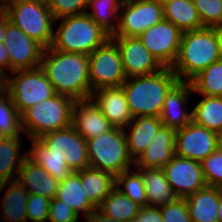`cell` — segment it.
I'll return each mask as SVG.
<instances>
[{
    "label": "cell",
    "mask_w": 222,
    "mask_h": 222,
    "mask_svg": "<svg viewBox=\"0 0 222 222\" xmlns=\"http://www.w3.org/2000/svg\"><path fill=\"white\" fill-rule=\"evenodd\" d=\"M121 4L117 0H88L86 13L110 36H113L119 24Z\"/></svg>",
    "instance_id": "33"
},
{
    "label": "cell",
    "mask_w": 222,
    "mask_h": 222,
    "mask_svg": "<svg viewBox=\"0 0 222 222\" xmlns=\"http://www.w3.org/2000/svg\"><path fill=\"white\" fill-rule=\"evenodd\" d=\"M75 100L56 93L51 98L25 110L21 116V129L29 139L45 133L65 129L72 124Z\"/></svg>",
    "instance_id": "5"
},
{
    "label": "cell",
    "mask_w": 222,
    "mask_h": 222,
    "mask_svg": "<svg viewBox=\"0 0 222 222\" xmlns=\"http://www.w3.org/2000/svg\"><path fill=\"white\" fill-rule=\"evenodd\" d=\"M89 57L91 95L103 87H120L127 80L117 45L109 39L96 48Z\"/></svg>",
    "instance_id": "9"
},
{
    "label": "cell",
    "mask_w": 222,
    "mask_h": 222,
    "mask_svg": "<svg viewBox=\"0 0 222 222\" xmlns=\"http://www.w3.org/2000/svg\"><path fill=\"white\" fill-rule=\"evenodd\" d=\"M86 141L90 167L111 172L115 176L134 167L123 129L113 127Z\"/></svg>",
    "instance_id": "7"
},
{
    "label": "cell",
    "mask_w": 222,
    "mask_h": 222,
    "mask_svg": "<svg viewBox=\"0 0 222 222\" xmlns=\"http://www.w3.org/2000/svg\"><path fill=\"white\" fill-rule=\"evenodd\" d=\"M160 207H141L136 218L131 222H163Z\"/></svg>",
    "instance_id": "43"
},
{
    "label": "cell",
    "mask_w": 222,
    "mask_h": 222,
    "mask_svg": "<svg viewBox=\"0 0 222 222\" xmlns=\"http://www.w3.org/2000/svg\"><path fill=\"white\" fill-rule=\"evenodd\" d=\"M47 222H80V217L66 203L53 198L50 200Z\"/></svg>",
    "instance_id": "42"
},
{
    "label": "cell",
    "mask_w": 222,
    "mask_h": 222,
    "mask_svg": "<svg viewBox=\"0 0 222 222\" xmlns=\"http://www.w3.org/2000/svg\"><path fill=\"white\" fill-rule=\"evenodd\" d=\"M58 21L51 44L58 51L89 55L111 38L87 13L63 17L55 23Z\"/></svg>",
    "instance_id": "4"
},
{
    "label": "cell",
    "mask_w": 222,
    "mask_h": 222,
    "mask_svg": "<svg viewBox=\"0 0 222 222\" xmlns=\"http://www.w3.org/2000/svg\"><path fill=\"white\" fill-rule=\"evenodd\" d=\"M110 39L118 47L127 78L151 75L164 68L139 37L111 36Z\"/></svg>",
    "instance_id": "15"
},
{
    "label": "cell",
    "mask_w": 222,
    "mask_h": 222,
    "mask_svg": "<svg viewBox=\"0 0 222 222\" xmlns=\"http://www.w3.org/2000/svg\"><path fill=\"white\" fill-rule=\"evenodd\" d=\"M218 222H222V188H220V203L218 208Z\"/></svg>",
    "instance_id": "48"
},
{
    "label": "cell",
    "mask_w": 222,
    "mask_h": 222,
    "mask_svg": "<svg viewBox=\"0 0 222 222\" xmlns=\"http://www.w3.org/2000/svg\"><path fill=\"white\" fill-rule=\"evenodd\" d=\"M9 22L44 48L53 42L55 18L48 3L40 0H13L2 7Z\"/></svg>",
    "instance_id": "6"
},
{
    "label": "cell",
    "mask_w": 222,
    "mask_h": 222,
    "mask_svg": "<svg viewBox=\"0 0 222 222\" xmlns=\"http://www.w3.org/2000/svg\"><path fill=\"white\" fill-rule=\"evenodd\" d=\"M4 188H7V190L0 207V221L28 222L26 208L29 192L16 179L0 184V192Z\"/></svg>",
    "instance_id": "25"
},
{
    "label": "cell",
    "mask_w": 222,
    "mask_h": 222,
    "mask_svg": "<svg viewBox=\"0 0 222 222\" xmlns=\"http://www.w3.org/2000/svg\"><path fill=\"white\" fill-rule=\"evenodd\" d=\"M121 5L123 4H127V3H132L134 1H138V0H117Z\"/></svg>",
    "instance_id": "49"
},
{
    "label": "cell",
    "mask_w": 222,
    "mask_h": 222,
    "mask_svg": "<svg viewBox=\"0 0 222 222\" xmlns=\"http://www.w3.org/2000/svg\"><path fill=\"white\" fill-rule=\"evenodd\" d=\"M55 198L70 206L79 217L84 215L85 220L97 209L87 197L77 171L60 181Z\"/></svg>",
    "instance_id": "26"
},
{
    "label": "cell",
    "mask_w": 222,
    "mask_h": 222,
    "mask_svg": "<svg viewBox=\"0 0 222 222\" xmlns=\"http://www.w3.org/2000/svg\"><path fill=\"white\" fill-rule=\"evenodd\" d=\"M163 222H192L185 198H176L173 202L160 206Z\"/></svg>",
    "instance_id": "41"
},
{
    "label": "cell",
    "mask_w": 222,
    "mask_h": 222,
    "mask_svg": "<svg viewBox=\"0 0 222 222\" xmlns=\"http://www.w3.org/2000/svg\"><path fill=\"white\" fill-rule=\"evenodd\" d=\"M3 90L13 100L20 115L56 94L40 66L12 72L3 80Z\"/></svg>",
    "instance_id": "8"
},
{
    "label": "cell",
    "mask_w": 222,
    "mask_h": 222,
    "mask_svg": "<svg viewBox=\"0 0 222 222\" xmlns=\"http://www.w3.org/2000/svg\"><path fill=\"white\" fill-rule=\"evenodd\" d=\"M164 19L182 32L201 29L204 26L192 0H168L163 4Z\"/></svg>",
    "instance_id": "30"
},
{
    "label": "cell",
    "mask_w": 222,
    "mask_h": 222,
    "mask_svg": "<svg viewBox=\"0 0 222 222\" xmlns=\"http://www.w3.org/2000/svg\"><path fill=\"white\" fill-rule=\"evenodd\" d=\"M6 26H7V15L2 10V8H0V43L4 42Z\"/></svg>",
    "instance_id": "46"
},
{
    "label": "cell",
    "mask_w": 222,
    "mask_h": 222,
    "mask_svg": "<svg viewBox=\"0 0 222 222\" xmlns=\"http://www.w3.org/2000/svg\"><path fill=\"white\" fill-rule=\"evenodd\" d=\"M219 148L222 149V132L219 134Z\"/></svg>",
    "instance_id": "51"
},
{
    "label": "cell",
    "mask_w": 222,
    "mask_h": 222,
    "mask_svg": "<svg viewBox=\"0 0 222 222\" xmlns=\"http://www.w3.org/2000/svg\"><path fill=\"white\" fill-rule=\"evenodd\" d=\"M97 209L102 214L117 221L131 222L136 218L141 206L115 187Z\"/></svg>",
    "instance_id": "32"
},
{
    "label": "cell",
    "mask_w": 222,
    "mask_h": 222,
    "mask_svg": "<svg viewBox=\"0 0 222 222\" xmlns=\"http://www.w3.org/2000/svg\"><path fill=\"white\" fill-rule=\"evenodd\" d=\"M220 60V43L215 27L182 33L179 52L171 69L179 81L190 82L212 63Z\"/></svg>",
    "instance_id": "2"
},
{
    "label": "cell",
    "mask_w": 222,
    "mask_h": 222,
    "mask_svg": "<svg viewBox=\"0 0 222 222\" xmlns=\"http://www.w3.org/2000/svg\"><path fill=\"white\" fill-rule=\"evenodd\" d=\"M39 139L47 147L62 148L67 165L74 171L89 167L87 141L72 126L45 133Z\"/></svg>",
    "instance_id": "16"
},
{
    "label": "cell",
    "mask_w": 222,
    "mask_h": 222,
    "mask_svg": "<svg viewBox=\"0 0 222 222\" xmlns=\"http://www.w3.org/2000/svg\"><path fill=\"white\" fill-rule=\"evenodd\" d=\"M89 200L98 207L115 188L116 176L108 171L86 167L77 171Z\"/></svg>",
    "instance_id": "29"
},
{
    "label": "cell",
    "mask_w": 222,
    "mask_h": 222,
    "mask_svg": "<svg viewBox=\"0 0 222 222\" xmlns=\"http://www.w3.org/2000/svg\"><path fill=\"white\" fill-rule=\"evenodd\" d=\"M193 92L205 96L222 97V60H218L190 81Z\"/></svg>",
    "instance_id": "34"
},
{
    "label": "cell",
    "mask_w": 222,
    "mask_h": 222,
    "mask_svg": "<svg viewBox=\"0 0 222 222\" xmlns=\"http://www.w3.org/2000/svg\"><path fill=\"white\" fill-rule=\"evenodd\" d=\"M162 169L177 198H186L207 186L200 162L174 155Z\"/></svg>",
    "instance_id": "14"
},
{
    "label": "cell",
    "mask_w": 222,
    "mask_h": 222,
    "mask_svg": "<svg viewBox=\"0 0 222 222\" xmlns=\"http://www.w3.org/2000/svg\"><path fill=\"white\" fill-rule=\"evenodd\" d=\"M182 33L173 23L163 19L138 37L163 67H172L179 52Z\"/></svg>",
    "instance_id": "11"
},
{
    "label": "cell",
    "mask_w": 222,
    "mask_h": 222,
    "mask_svg": "<svg viewBox=\"0 0 222 222\" xmlns=\"http://www.w3.org/2000/svg\"><path fill=\"white\" fill-rule=\"evenodd\" d=\"M20 136H6L0 138V184L17 178L20 167L28 157V151L21 150Z\"/></svg>",
    "instance_id": "28"
},
{
    "label": "cell",
    "mask_w": 222,
    "mask_h": 222,
    "mask_svg": "<svg viewBox=\"0 0 222 222\" xmlns=\"http://www.w3.org/2000/svg\"><path fill=\"white\" fill-rule=\"evenodd\" d=\"M136 170V171H135ZM127 170L116 175L115 187L141 207L147 206V196L141 173Z\"/></svg>",
    "instance_id": "35"
},
{
    "label": "cell",
    "mask_w": 222,
    "mask_h": 222,
    "mask_svg": "<svg viewBox=\"0 0 222 222\" xmlns=\"http://www.w3.org/2000/svg\"><path fill=\"white\" fill-rule=\"evenodd\" d=\"M204 27H216L222 22V0H192Z\"/></svg>",
    "instance_id": "37"
},
{
    "label": "cell",
    "mask_w": 222,
    "mask_h": 222,
    "mask_svg": "<svg viewBox=\"0 0 222 222\" xmlns=\"http://www.w3.org/2000/svg\"><path fill=\"white\" fill-rule=\"evenodd\" d=\"M40 67L55 93L75 101L91 98L88 55L58 51L50 46L43 51Z\"/></svg>",
    "instance_id": "1"
},
{
    "label": "cell",
    "mask_w": 222,
    "mask_h": 222,
    "mask_svg": "<svg viewBox=\"0 0 222 222\" xmlns=\"http://www.w3.org/2000/svg\"><path fill=\"white\" fill-rule=\"evenodd\" d=\"M201 164L207 186L222 188V149L218 148Z\"/></svg>",
    "instance_id": "38"
},
{
    "label": "cell",
    "mask_w": 222,
    "mask_h": 222,
    "mask_svg": "<svg viewBox=\"0 0 222 222\" xmlns=\"http://www.w3.org/2000/svg\"><path fill=\"white\" fill-rule=\"evenodd\" d=\"M175 133L176 130L163 125L134 161V167L163 168L175 155Z\"/></svg>",
    "instance_id": "20"
},
{
    "label": "cell",
    "mask_w": 222,
    "mask_h": 222,
    "mask_svg": "<svg viewBox=\"0 0 222 222\" xmlns=\"http://www.w3.org/2000/svg\"><path fill=\"white\" fill-rule=\"evenodd\" d=\"M16 180L29 194L41 195L49 199L56 197L60 183L29 157L24 160L20 167Z\"/></svg>",
    "instance_id": "22"
},
{
    "label": "cell",
    "mask_w": 222,
    "mask_h": 222,
    "mask_svg": "<svg viewBox=\"0 0 222 222\" xmlns=\"http://www.w3.org/2000/svg\"><path fill=\"white\" fill-rule=\"evenodd\" d=\"M85 222H122L112 219L104 214H102L98 209H96Z\"/></svg>",
    "instance_id": "45"
},
{
    "label": "cell",
    "mask_w": 222,
    "mask_h": 222,
    "mask_svg": "<svg viewBox=\"0 0 222 222\" xmlns=\"http://www.w3.org/2000/svg\"><path fill=\"white\" fill-rule=\"evenodd\" d=\"M50 200L41 195L30 194L27 202V221L47 222Z\"/></svg>",
    "instance_id": "40"
},
{
    "label": "cell",
    "mask_w": 222,
    "mask_h": 222,
    "mask_svg": "<svg viewBox=\"0 0 222 222\" xmlns=\"http://www.w3.org/2000/svg\"><path fill=\"white\" fill-rule=\"evenodd\" d=\"M88 0H50L48 7L55 20L86 13Z\"/></svg>",
    "instance_id": "39"
},
{
    "label": "cell",
    "mask_w": 222,
    "mask_h": 222,
    "mask_svg": "<svg viewBox=\"0 0 222 222\" xmlns=\"http://www.w3.org/2000/svg\"><path fill=\"white\" fill-rule=\"evenodd\" d=\"M4 44L10 58V73L40 66L45 48L9 22L8 17Z\"/></svg>",
    "instance_id": "13"
},
{
    "label": "cell",
    "mask_w": 222,
    "mask_h": 222,
    "mask_svg": "<svg viewBox=\"0 0 222 222\" xmlns=\"http://www.w3.org/2000/svg\"><path fill=\"white\" fill-rule=\"evenodd\" d=\"M219 148V134L193 121L175 133V155L197 162L204 161Z\"/></svg>",
    "instance_id": "12"
},
{
    "label": "cell",
    "mask_w": 222,
    "mask_h": 222,
    "mask_svg": "<svg viewBox=\"0 0 222 222\" xmlns=\"http://www.w3.org/2000/svg\"><path fill=\"white\" fill-rule=\"evenodd\" d=\"M178 81L171 67H164L159 72L147 76L128 77L121 87L133 118L159 117L166 94Z\"/></svg>",
    "instance_id": "3"
},
{
    "label": "cell",
    "mask_w": 222,
    "mask_h": 222,
    "mask_svg": "<svg viewBox=\"0 0 222 222\" xmlns=\"http://www.w3.org/2000/svg\"><path fill=\"white\" fill-rule=\"evenodd\" d=\"M193 92L190 82L178 81L166 94L162 111L159 115L164 126L178 130L192 121V110L188 102Z\"/></svg>",
    "instance_id": "17"
},
{
    "label": "cell",
    "mask_w": 222,
    "mask_h": 222,
    "mask_svg": "<svg viewBox=\"0 0 222 222\" xmlns=\"http://www.w3.org/2000/svg\"><path fill=\"white\" fill-rule=\"evenodd\" d=\"M119 24L113 36L138 37L164 19L163 4L138 0L120 6Z\"/></svg>",
    "instance_id": "10"
},
{
    "label": "cell",
    "mask_w": 222,
    "mask_h": 222,
    "mask_svg": "<svg viewBox=\"0 0 222 222\" xmlns=\"http://www.w3.org/2000/svg\"><path fill=\"white\" fill-rule=\"evenodd\" d=\"M137 169L144 180L147 196V206L160 207L173 202L177 197L174 195L162 168H142Z\"/></svg>",
    "instance_id": "27"
},
{
    "label": "cell",
    "mask_w": 222,
    "mask_h": 222,
    "mask_svg": "<svg viewBox=\"0 0 222 222\" xmlns=\"http://www.w3.org/2000/svg\"><path fill=\"white\" fill-rule=\"evenodd\" d=\"M10 71V58L4 42L0 43V77L4 80Z\"/></svg>",
    "instance_id": "44"
},
{
    "label": "cell",
    "mask_w": 222,
    "mask_h": 222,
    "mask_svg": "<svg viewBox=\"0 0 222 222\" xmlns=\"http://www.w3.org/2000/svg\"><path fill=\"white\" fill-rule=\"evenodd\" d=\"M13 0H0V6L3 7L5 4Z\"/></svg>",
    "instance_id": "50"
},
{
    "label": "cell",
    "mask_w": 222,
    "mask_h": 222,
    "mask_svg": "<svg viewBox=\"0 0 222 222\" xmlns=\"http://www.w3.org/2000/svg\"><path fill=\"white\" fill-rule=\"evenodd\" d=\"M42 2H45V3H49L50 0H40Z\"/></svg>",
    "instance_id": "54"
},
{
    "label": "cell",
    "mask_w": 222,
    "mask_h": 222,
    "mask_svg": "<svg viewBox=\"0 0 222 222\" xmlns=\"http://www.w3.org/2000/svg\"><path fill=\"white\" fill-rule=\"evenodd\" d=\"M192 108L194 123L217 134L222 132V97L202 95Z\"/></svg>",
    "instance_id": "31"
},
{
    "label": "cell",
    "mask_w": 222,
    "mask_h": 222,
    "mask_svg": "<svg viewBox=\"0 0 222 222\" xmlns=\"http://www.w3.org/2000/svg\"><path fill=\"white\" fill-rule=\"evenodd\" d=\"M31 147L28 149V157L59 182L70 176L72 170L66 163V152L59 147H47L39 138L29 139Z\"/></svg>",
    "instance_id": "21"
},
{
    "label": "cell",
    "mask_w": 222,
    "mask_h": 222,
    "mask_svg": "<svg viewBox=\"0 0 222 222\" xmlns=\"http://www.w3.org/2000/svg\"><path fill=\"white\" fill-rule=\"evenodd\" d=\"M71 126L83 136L85 140L97 137L113 128L91 98L75 101Z\"/></svg>",
    "instance_id": "19"
},
{
    "label": "cell",
    "mask_w": 222,
    "mask_h": 222,
    "mask_svg": "<svg viewBox=\"0 0 222 222\" xmlns=\"http://www.w3.org/2000/svg\"><path fill=\"white\" fill-rule=\"evenodd\" d=\"M162 126L163 123L158 116H138L123 129L129 155L134 161L147 149Z\"/></svg>",
    "instance_id": "23"
},
{
    "label": "cell",
    "mask_w": 222,
    "mask_h": 222,
    "mask_svg": "<svg viewBox=\"0 0 222 222\" xmlns=\"http://www.w3.org/2000/svg\"><path fill=\"white\" fill-rule=\"evenodd\" d=\"M185 200L192 222H218L220 188L206 186Z\"/></svg>",
    "instance_id": "24"
},
{
    "label": "cell",
    "mask_w": 222,
    "mask_h": 222,
    "mask_svg": "<svg viewBox=\"0 0 222 222\" xmlns=\"http://www.w3.org/2000/svg\"><path fill=\"white\" fill-rule=\"evenodd\" d=\"M220 43V60H222V26L215 27Z\"/></svg>",
    "instance_id": "47"
},
{
    "label": "cell",
    "mask_w": 222,
    "mask_h": 222,
    "mask_svg": "<svg viewBox=\"0 0 222 222\" xmlns=\"http://www.w3.org/2000/svg\"><path fill=\"white\" fill-rule=\"evenodd\" d=\"M3 89V79L0 77V91Z\"/></svg>",
    "instance_id": "52"
},
{
    "label": "cell",
    "mask_w": 222,
    "mask_h": 222,
    "mask_svg": "<svg viewBox=\"0 0 222 222\" xmlns=\"http://www.w3.org/2000/svg\"><path fill=\"white\" fill-rule=\"evenodd\" d=\"M158 3L164 4L165 2H167L168 0H155Z\"/></svg>",
    "instance_id": "53"
},
{
    "label": "cell",
    "mask_w": 222,
    "mask_h": 222,
    "mask_svg": "<svg viewBox=\"0 0 222 222\" xmlns=\"http://www.w3.org/2000/svg\"><path fill=\"white\" fill-rule=\"evenodd\" d=\"M21 116L10 96L2 89L0 91V138L20 136Z\"/></svg>",
    "instance_id": "36"
},
{
    "label": "cell",
    "mask_w": 222,
    "mask_h": 222,
    "mask_svg": "<svg viewBox=\"0 0 222 222\" xmlns=\"http://www.w3.org/2000/svg\"><path fill=\"white\" fill-rule=\"evenodd\" d=\"M91 99L113 127L125 129L133 120L123 88L103 87L92 92Z\"/></svg>",
    "instance_id": "18"
}]
</instances>
